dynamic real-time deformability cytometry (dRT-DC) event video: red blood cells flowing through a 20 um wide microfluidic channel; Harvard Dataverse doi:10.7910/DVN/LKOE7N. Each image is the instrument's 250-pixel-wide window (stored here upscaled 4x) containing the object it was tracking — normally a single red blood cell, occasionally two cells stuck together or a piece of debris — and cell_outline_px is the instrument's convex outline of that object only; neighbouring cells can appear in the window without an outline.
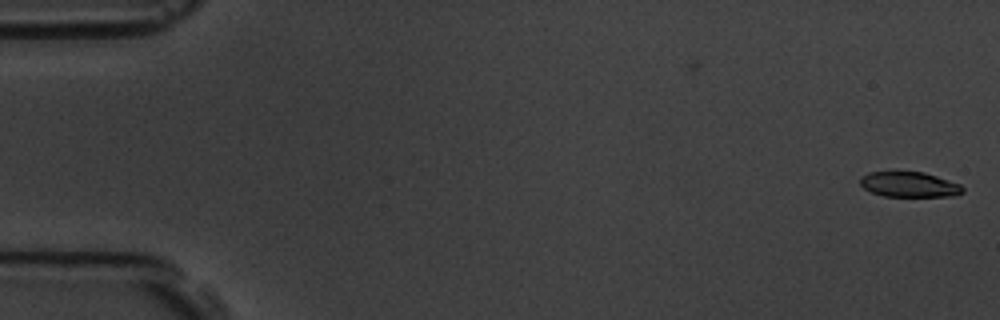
{"species": "common noctule bat (a hibernating species)", "species_latin": "Nyctalus noctula", "temperature_condition": "room temperature", "stored_images_in_passage": 17, "camera_frame_rate_fps": 3000, "um_per_image_px": 0.085, "animal": {"sex": "male", "body_mass_g": 19.5, "forearm_length_mm": 54.6}, "frame": {"image": 1, "passage_image": 1, "time_ms": 0.0, "image_size_px": [1000, 320], "cell_outline_px": [[964, 192], [956, 196], [884, 196], [872, 192], [864, 188], [860, 184], [860, 176], [868, 172], [924, 172], [960, 184], [964, 188]], "centroid_in_image_um": [77.29, 15.68], "position_along_channel_um": 7.7, "area_um2": 15.03}}
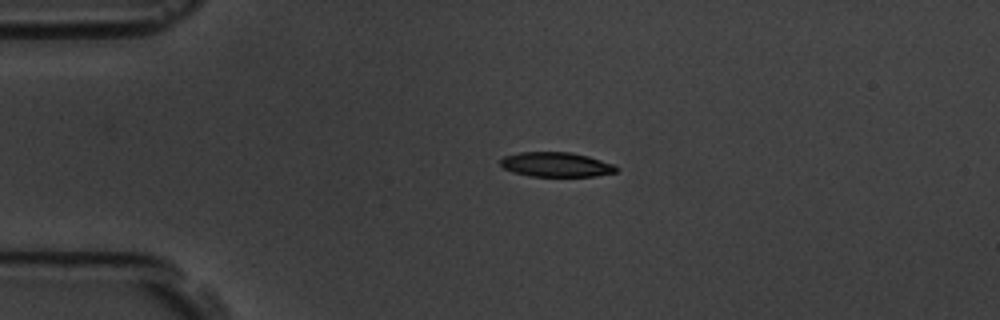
{"frame": {"image": 2, "passage_image": 13, "time_ms": 4.0, "image_size_px": [1000, 320], "cell_outline_px": [[616, 172], [596, 176], [528, 176], [504, 168], [500, 164], [500, 160], [504, 156], [520, 152], [568, 152], [588, 156], [612, 164], [616, 168]], "centroid_in_image_um": [47.24, 13.98], "position_along_channel_um": 37.8, "area_um2": 16.36}}